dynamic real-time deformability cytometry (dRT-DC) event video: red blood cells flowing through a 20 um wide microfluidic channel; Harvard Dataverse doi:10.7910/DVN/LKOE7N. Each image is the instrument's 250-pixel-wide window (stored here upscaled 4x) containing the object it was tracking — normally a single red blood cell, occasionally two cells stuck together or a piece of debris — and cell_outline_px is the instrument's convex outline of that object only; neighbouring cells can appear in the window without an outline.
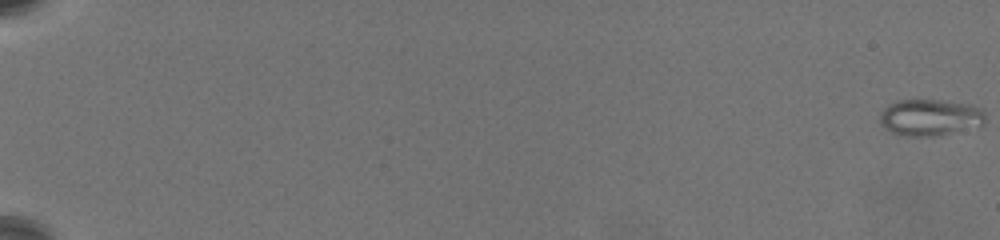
{"species": "common noctule bat (a hibernating species)", "species_latin": "Nyctalus noctula", "temperature_condition": "warm", "stored_images_in_passage": 65, "camera_frame_rate_fps": 3000, "um_per_image_px": 0.085, "animal": {"sex": "female", "body_mass_g": 19.5, "forearm_length_mm": 54.1}, "frame": {"image": 1, "passage_image": 1, "time_ms": 0.0, "image_size_px": [1000, 240], "cell_outline_px": [[984, 124], [936, 136], [908, 136], [892, 132], [884, 128], [880, 124], [880, 112], [888, 104], [896, 100], [940, 100], [972, 104], [980, 108], [984, 112]], "centroid_in_image_um": [79.02, 9.97], "position_along_channel_um": 6.0, "area_um2": 22.43}}
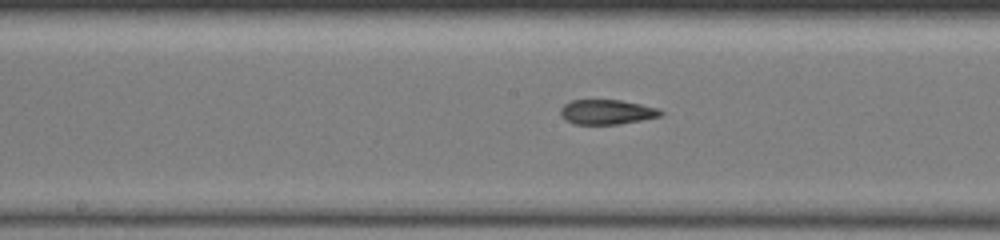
{"frame": {"image": 2, "passage_image": 38, "time_ms": 12.333, "image_size_px": [1000, 240], "cell_outline_px": [[664, 112], [660, 116], [620, 124], [572, 124], [560, 116], [560, 108], [564, 104], [572, 100], [620, 100], [640, 104], [656, 108]], "centroid_in_image_um": [51.53, 9.52], "position_along_channel_um": 196.7, "area_um2": 14.39}}
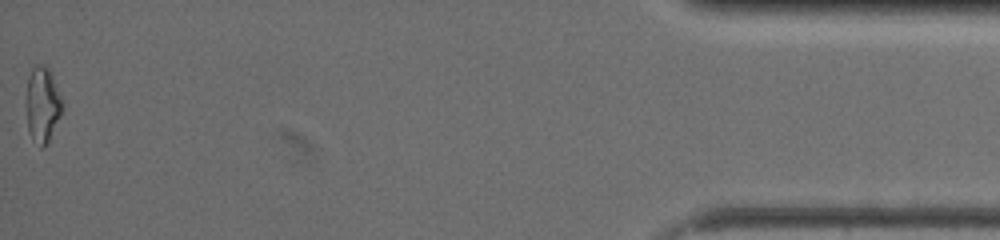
{"frame": {"image": 3, "passage_image": 65, "time_ms": 21.333, "image_size_px": [1000, 240], "cell_outline_px": [[64, 108], [48, 144], [44, 148], [40, 148], [32, 140], [28, 132], [28, 76], [32, 68], [36, 64], [44, 64], [48, 68], [52, 76], [64, 104]], "centroid_in_image_um": [3.65, 8.95], "position_along_channel_um": 431.6, "area_um2": 15.84}, "authors_computed_cell_mechanics": {"area_um2": 15.2592, "velocity_mm_per_s": 3.494, "shape_relaxation_time_tau1_ms": null, "shape_relaxation_time_tau2_ms": 2.5075, "deformation_change_tau1": null, "deformation_change_tau2": 0.0745}}